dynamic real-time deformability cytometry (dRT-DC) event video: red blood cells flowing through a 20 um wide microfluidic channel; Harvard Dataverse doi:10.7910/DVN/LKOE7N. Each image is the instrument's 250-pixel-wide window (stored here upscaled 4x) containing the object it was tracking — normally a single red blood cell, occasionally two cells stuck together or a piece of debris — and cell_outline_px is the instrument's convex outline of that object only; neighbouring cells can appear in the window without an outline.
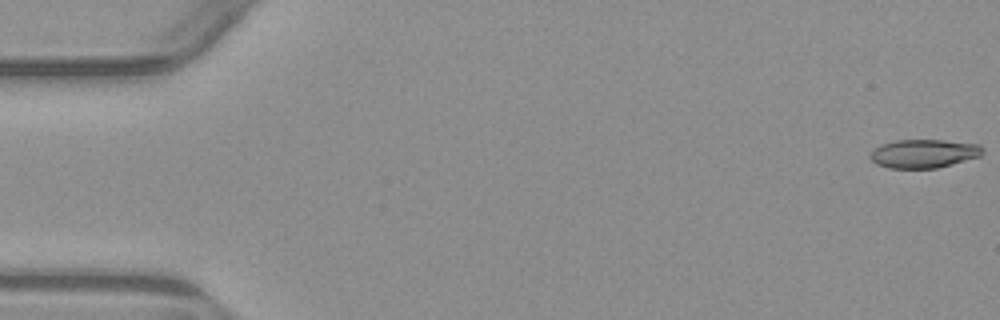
{"species": "common noctule bat (a hibernating species)", "species_latin": "Nyctalus noctula", "temperature_condition": "warm", "stored_images_in_passage": 5, "camera_frame_rate_fps": 3000, "um_per_image_px": 0.085, "animal": {"sex": "male", "body_mass_g": 23.1, "forearm_length_mm": 52.7}, "frame": {"image": 1, "passage_image": 1, "time_ms": 0.0, "image_size_px": [1000, 320], "cell_outline_px": [[984, 152], [980, 156], [936, 168], [888, 168], [876, 164], [868, 156], [880, 144], [896, 140], [944, 140], [980, 144], [984, 148]], "centroid_in_image_um": [78.53, 13.05], "position_along_channel_um": 6.5, "area_um2": 18.73}}
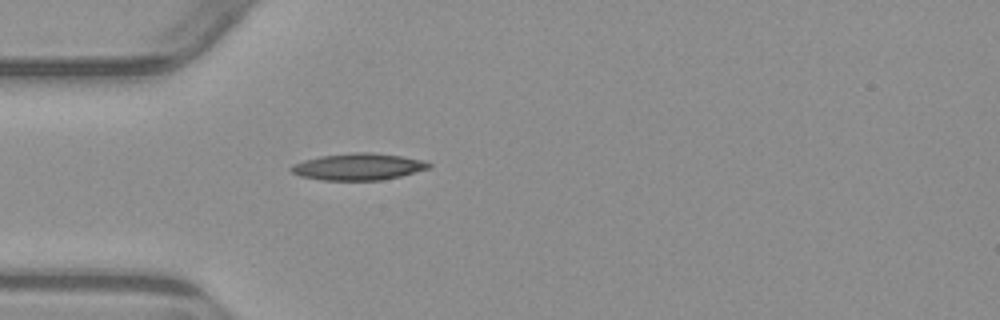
{"frame": {"image": 2, "passage_image": 5, "time_ms": 5.0, "image_size_px": [1000, 320], "cell_outline_px": [[432, 168], [400, 176], [380, 180], [324, 180], [300, 176], [292, 172], [288, 168], [292, 164], [304, 160], [320, 156], [352, 152], [372, 152], [400, 156], [424, 160], [432, 164]], "centroid_in_image_um": [30.46, 14.16], "position_along_channel_um": 54.5, "area_um2": 21.56}}